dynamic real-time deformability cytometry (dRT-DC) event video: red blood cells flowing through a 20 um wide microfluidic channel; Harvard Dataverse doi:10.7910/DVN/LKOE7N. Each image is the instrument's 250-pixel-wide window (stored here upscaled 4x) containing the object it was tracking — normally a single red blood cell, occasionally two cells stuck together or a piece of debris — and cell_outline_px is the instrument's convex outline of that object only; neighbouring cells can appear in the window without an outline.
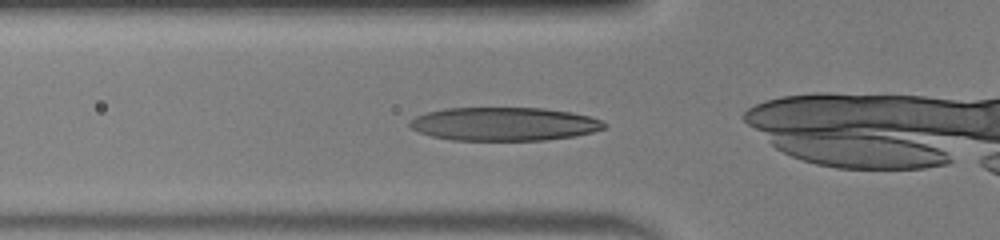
{"species": "human", "species_latin": "Homo sapiens", "temperature_condition": "warm", "stored_images_in_passage": 25, "camera_frame_rate_fps": 3000, "um_per_image_px": 0.085, "donor": {"sex": "male"}, "frame": {"image": 1, "passage_image": 2, "time_ms": 0.333, "image_size_px": [1000, 240], "cell_outline_px": [[608, 124], [604, 128], [592, 132], [572, 136], [544, 140], [452, 140], [432, 136], [420, 132], [412, 128], [408, 124], [408, 120], [416, 116], [428, 112], [448, 108], [544, 108], [572, 112], [588, 116], [600, 120]], "centroid_in_image_um": [42.84, 10.53], "position_along_channel_um": 83.0, "area_um2": 37.74}}
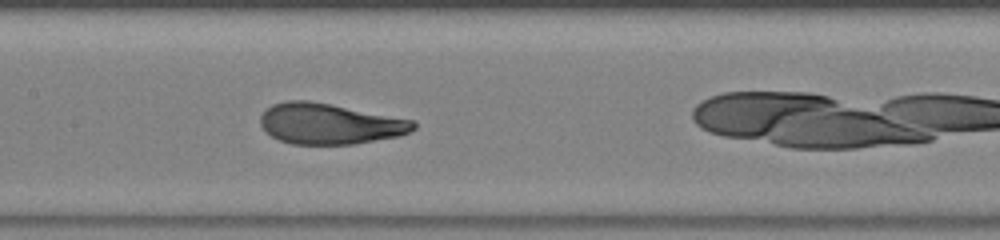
{"frame": {"image": 2, "passage_image": 9, "time_ms": 2.667, "image_size_px": [1000, 240], "cell_outline_px": [[416, 128], [400, 136], [352, 144], [292, 144], [280, 140], [272, 136], [260, 124], [260, 116], [272, 104], [288, 100], [308, 100], [416, 120]], "centroid_in_image_um": [28.04, 10.52], "position_along_channel_um": 179.4, "area_um2": 36.18}}
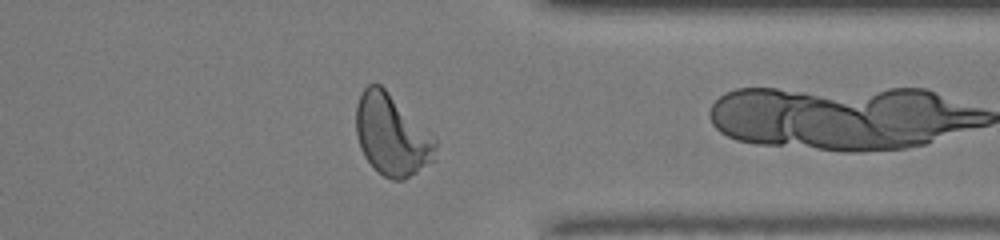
{"frame": {"image": 3, "passage_image": 24, "time_ms": 7.667, "image_size_px": [1000, 240], "cell_outline_px": [[436, 160], [404, 180], [392, 180], [384, 176], [364, 156], [360, 148], [356, 136], [356, 104], [360, 92], [368, 84], [380, 84], [436, 140]], "centroid_in_image_um": [33.28, 11.49], "position_along_channel_um": 378.1, "area_um2": 37.17}}